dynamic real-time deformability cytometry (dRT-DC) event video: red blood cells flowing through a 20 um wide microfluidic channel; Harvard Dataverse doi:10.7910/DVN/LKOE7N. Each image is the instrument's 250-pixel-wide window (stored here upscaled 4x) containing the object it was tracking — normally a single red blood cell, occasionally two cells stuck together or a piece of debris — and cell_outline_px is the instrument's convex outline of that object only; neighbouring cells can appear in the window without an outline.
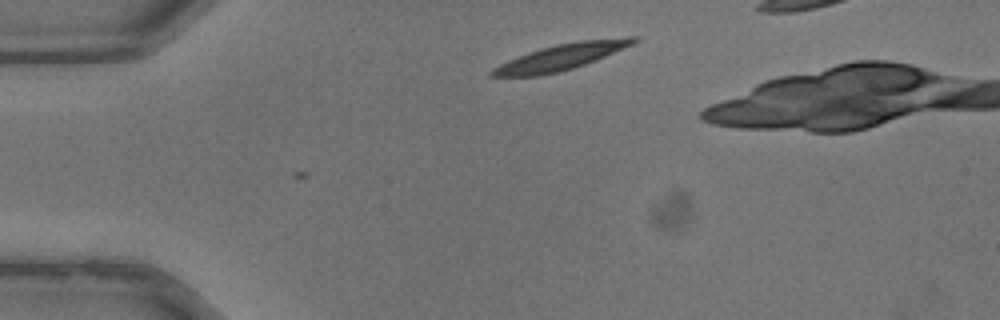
{"species": "common noctule bat (a hibernating species)", "species_latin": "Nyctalus noctula", "temperature_condition": "warm", "stored_images_in_passage": 2, "camera_frame_rate_fps": 3000, "um_per_image_px": 0.085, "animal": {"sex": "male", "body_mass_g": 13.3}, "frame": {"image": 1, "passage_image": 2, "time_ms": 0.333, "image_size_px": [1000, 320], "cell_outline_px": [[640, 40], [632, 44], [596, 60], [560, 72], [540, 76], [488, 76], [488, 72], [492, 68], [508, 60], [528, 52], [540, 48], [556, 44], [580, 40], [628, 36], [640, 36]], "centroid_in_image_um": [47.7, 4.83], "position_along_channel_um": 37.3, "area_um2": 21.62}}